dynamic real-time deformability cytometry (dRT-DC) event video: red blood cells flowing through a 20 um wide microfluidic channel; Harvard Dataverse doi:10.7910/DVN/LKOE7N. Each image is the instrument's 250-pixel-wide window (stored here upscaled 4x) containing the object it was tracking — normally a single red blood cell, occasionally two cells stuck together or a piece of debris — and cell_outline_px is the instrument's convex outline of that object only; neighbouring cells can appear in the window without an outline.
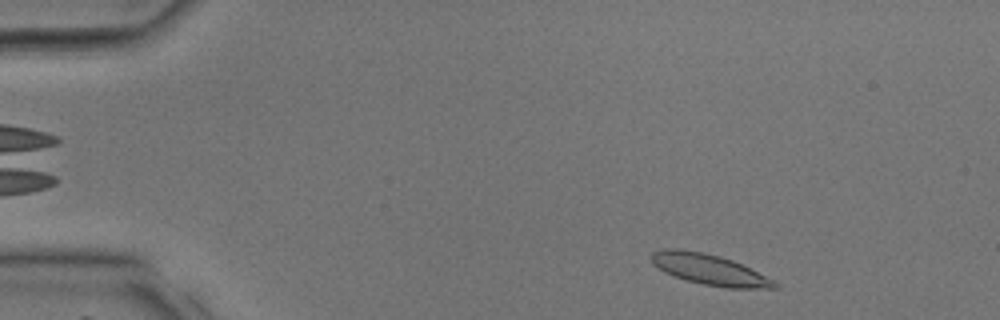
{"species": "common noctule bat (a hibernating species)", "species_latin": "Nyctalus noctula", "temperature_condition": "room temperature", "stored_images_in_passage": 36, "camera_frame_rate_fps": 3000, "um_per_image_px": 0.085, "animal": {"sex": "male", "body_mass_g": 17.9, "forearm_length_mm": 54.2}, "frame": {"image": 1, "passage_image": 3, "time_ms": 0.667, "image_size_px": [1000, 320], "cell_outline_px": [[780, 288], [728, 288], [704, 284], [688, 280], [664, 272], [652, 264], [652, 252], [664, 248], [676, 248], [700, 252], [720, 256], [732, 260], [780, 284]], "centroid_in_image_um": [60.27, 22.9], "position_along_channel_um": 24.7, "area_um2": 21.56}}
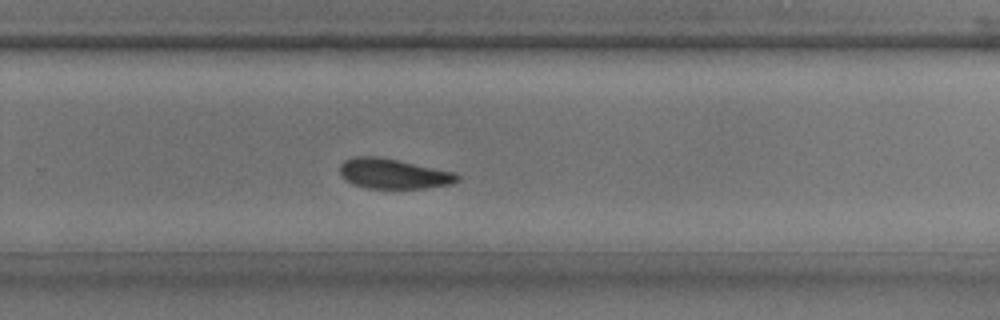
{"frame": {"image": 2, "passage_image": 23, "time_ms": 7.333, "image_size_px": [1000, 320], "cell_outline_px": [[460, 180], [452, 184], [424, 188], [368, 188], [356, 184], [348, 180], [340, 172], [340, 164], [344, 160], [356, 156], [376, 156], [456, 172], [460, 176]], "centroid_in_image_um": [33.49, 14.76], "position_along_channel_um": 296.3, "area_um2": 20.29}}
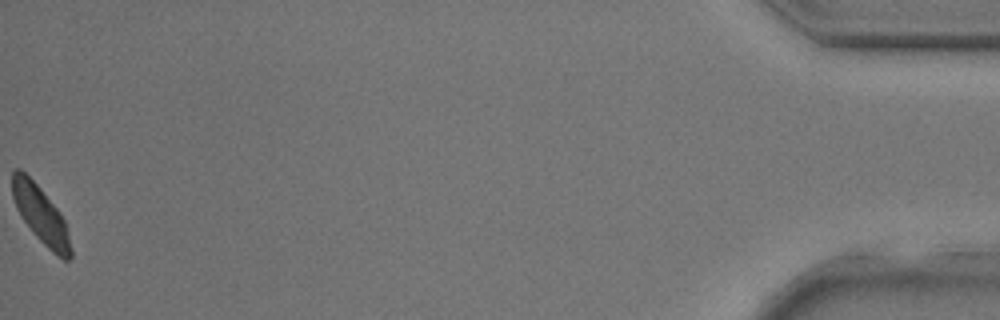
{"frame": {"image": 3, "passage_image": 36, "time_ms": 11.667, "image_size_px": [1000, 320], "cell_outline_px": [[72, 256], [68, 260], [64, 260], [52, 252], [32, 232], [20, 216], [16, 208], [12, 196], [12, 172], [16, 168], [20, 168], [40, 188], [60, 212], [64, 220], [72, 248]], "centroid_in_image_um": [3.45, 18.26], "position_along_channel_um": 431.7, "area_um2": 19.36}}